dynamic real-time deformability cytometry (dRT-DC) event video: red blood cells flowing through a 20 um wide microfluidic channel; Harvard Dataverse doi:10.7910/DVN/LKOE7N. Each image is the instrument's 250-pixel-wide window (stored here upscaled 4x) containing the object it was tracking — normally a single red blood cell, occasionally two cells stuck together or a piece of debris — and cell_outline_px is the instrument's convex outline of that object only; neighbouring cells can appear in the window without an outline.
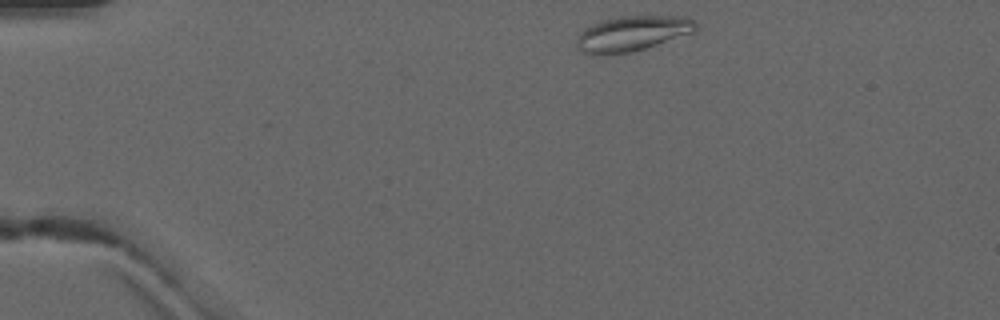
{"species": "common noctule bat (a hibernating species)", "species_latin": "Nyctalus noctula", "temperature_condition": "warm", "stored_images_in_passage": 4, "camera_frame_rate_fps": 3000, "um_per_image_px": 0.085, "animal": {"sex": "male", "forearm_length_mm": 52.5}, "frame": {"image": 1, "passage_image": 1, "time_ms": 0.0, "image_size_px": [1000, 320], "cell_outline_px": [[696, 32], [644, 48], [628, 52], [600, 56], [580, 52], [576, 48], [576, 40], [580, 32], [584, 28], [592, 24], [604, 20], [624, 16], [684, 16], [692, 20], [696, 24]], "centroid_in_image_um": [53.69, 2.86], "position_along_channel_um": 31.3, "area_um2": 24.45}}